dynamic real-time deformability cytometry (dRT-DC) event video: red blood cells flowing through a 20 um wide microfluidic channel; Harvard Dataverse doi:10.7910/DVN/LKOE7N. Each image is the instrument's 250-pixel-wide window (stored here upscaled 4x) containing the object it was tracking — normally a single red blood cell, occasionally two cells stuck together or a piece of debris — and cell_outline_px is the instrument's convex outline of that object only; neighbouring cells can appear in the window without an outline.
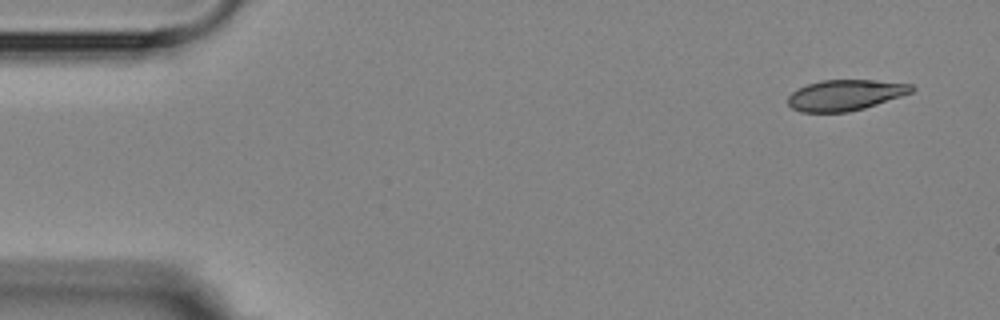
{"species": "Egyptian fruit bat (a non-hibernating species)", "species_latin": "Rousettus aegyptiacus", "temperature_condition": "room temperature", "stored_images_in_passage": 5, "camera_frame_rate_fps": 3000, "um_per_image_px": 0.085, "animal": {"sex": "female"}, "frame": {"image": 1, "passage_image": 1, "time_ms": 0.0, "image_size_px": [1000, 320], "cell_outline_px": [[916, 88], [912, 92], [864, 108], [848, 112], [800, 112], [792, 108], [788, 104], [788, 96], [792, 92], [808, 84], [820, 80], [876, 80], [912, 84]], "centroid_in_image_um": [71.84, 8.08], "position_along_channel_um": 13.2, "area_um2": 22.08}}
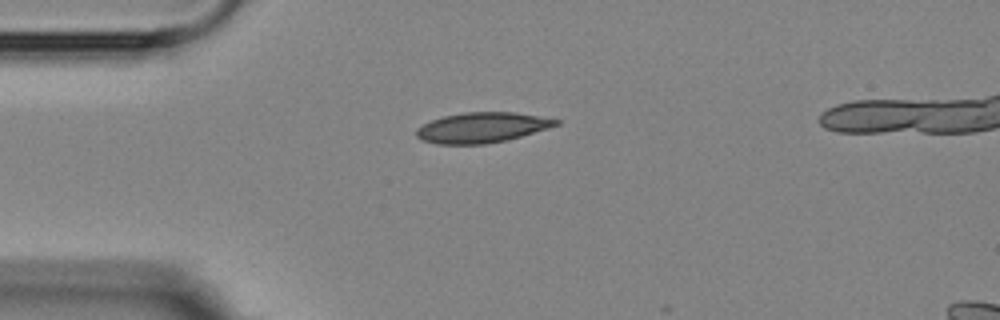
{"frame": {"image": 2, "passage_image": 4, "time_ms": 3.333, "image_size_px": [1000, 320], "cell_outline_px": [[560, 124], [548, 128], [520, 136], [504, 140], [484, 144], [436, 144], [420, 140], [416, 136], [416, 128], [432, 120], [444, 116], [464, 112], [516, 112], [560, 120]], "centroid_in_image_um": [40.93, 10.84], "position_along_channel_um": 44.1, "area_um2": 24.45}}